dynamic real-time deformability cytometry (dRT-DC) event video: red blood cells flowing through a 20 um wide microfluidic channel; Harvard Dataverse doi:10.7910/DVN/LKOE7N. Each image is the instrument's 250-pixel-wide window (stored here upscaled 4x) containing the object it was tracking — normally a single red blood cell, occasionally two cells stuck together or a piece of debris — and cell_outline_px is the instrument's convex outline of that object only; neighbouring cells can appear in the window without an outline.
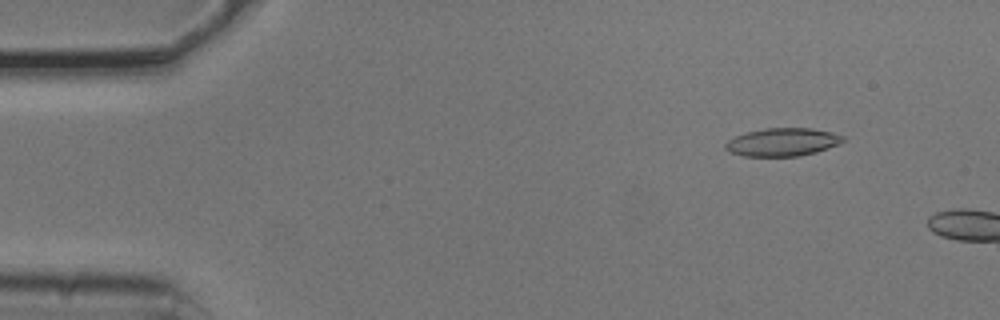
{"species": "common noctule bat (a hibernating species)", "species_latin": "Nyctalus noctula", "temperature_condition": "cold", "stored_images_in_passage": 3, "camera_frame_rate_fps": 3000, "um_per_image_px": 0.085, "animal": {"sex": "male", "body_mass_g": 20.5, "forearm_length_mm": 52.5}, "frame": {"image": 1, "passage_image": 2, "time_ms": 0.333, "image_size_px": [1000, 320], "cell_outline_px": [[844, 140], [840, 144], [816, 152], [800, 156], [744, 156], [728, 152], [724, 148], [724, 144], [728, 140], [736, 136], [748, 132], [764, 128], [812, 128], [832, 132], [844, 136]], "centroid_in_image_um": [66.51, 12.08], "position_along_channel_um": 18.5, "area_um2": 19.31}}